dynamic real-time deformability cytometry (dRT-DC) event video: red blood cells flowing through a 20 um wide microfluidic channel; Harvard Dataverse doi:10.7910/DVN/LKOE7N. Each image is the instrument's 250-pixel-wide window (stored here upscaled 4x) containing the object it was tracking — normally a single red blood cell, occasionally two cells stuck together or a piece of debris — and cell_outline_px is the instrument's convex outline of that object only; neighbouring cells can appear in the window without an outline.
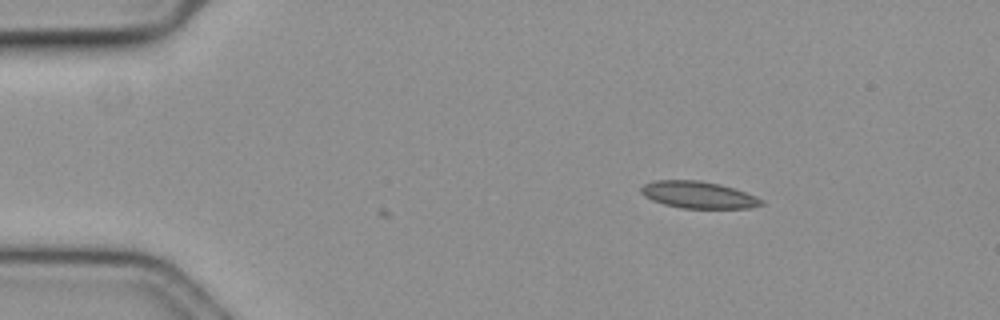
{"species": "common noctule bat (a hibernating species)", "species_latin": "Nyctalus noctula", "temperature_condition": "cold", "stored_images_in_passage": 2, "camera_frame_rate_fps": 3000, "um_per_image_px": 0.085, "animal": {"sex": "female", "body_mass_g": 19.3, "forearm_length_mm": 54.1}, "frame": {"image": 1, "passage_image": 2, "time_ms": 0.333, "image_size_px": [1000, 320], "cell_outline_px": [[764, 204], [752, 208], [680, 208], [664, 204], [652, 200], [644, 196], [640, 192], [640, 188], [644, 184], [656, 180], [696, 180], [720, 184], [756, 196], [764, 200]], "centroid_in_image_um": [59.35, 16.57], "position_along_channel_um": 25.6, "area_um2": 18.84}}